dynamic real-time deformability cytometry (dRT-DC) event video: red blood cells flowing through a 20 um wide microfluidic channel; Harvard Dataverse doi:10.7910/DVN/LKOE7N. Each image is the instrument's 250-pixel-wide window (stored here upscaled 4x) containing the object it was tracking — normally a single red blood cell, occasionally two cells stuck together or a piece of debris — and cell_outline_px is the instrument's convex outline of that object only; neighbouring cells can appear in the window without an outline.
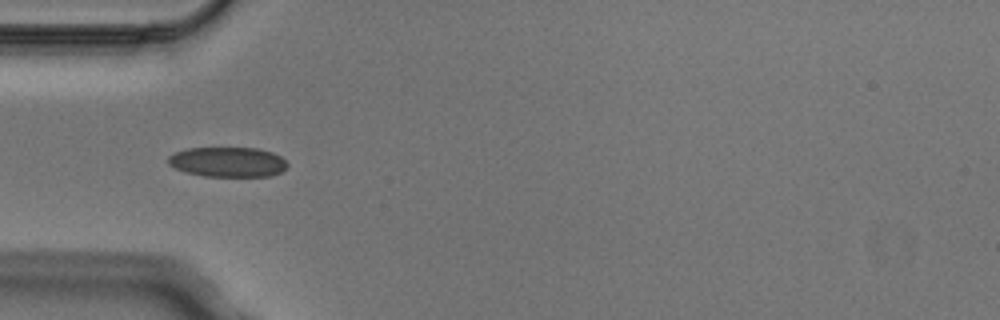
{"species": "Egyptian fruit bat (a non-hibernating species)", "species_latin": "Rousettus aegyptiacus", "temperature_condition": "cold", "stored_images_in_passage": 6, "camera_frame_rate_fps": 3000, "um_per_image_px": 0.085, "animal": {"sex": "male"}, "frame": {"image": 1, "passage_image": 3, "time_ms": 0.667, "image_size_px": [1000, 320], "cell_outline_px": [[288, 164], [280, 172], [268, 176], [204, 176], [184, 172], [168, 164], [168, 156], [176, 152], [188, 148], [256, 148], [272, 152], [280, 156]], "centroid_in_image_um": [19.33, 13.77], "position_along_channel_um": 65.7, "area_um2": 20.63}}
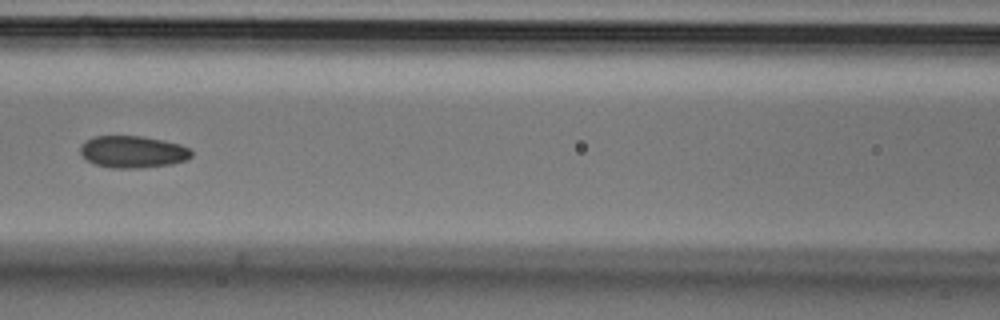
{"frame": {"image": 2, "passage_image": 5, "time_ms": 1.333, "image_size_px": [1000, 320], "cell_outline_px": [[192, 156], [188, 160], [172, 164], [140, 168], [112, 168], [92, 164], [80, 152], [80, 144], [84, 140], [92, 136], [140, 136], [164, 140], [180, 144], [188, 148], [192, 152]], "centroid_in_image_um": [11.27, 12.9], "position_along_channel_um": 155.3, "area_um2": 20.98}}
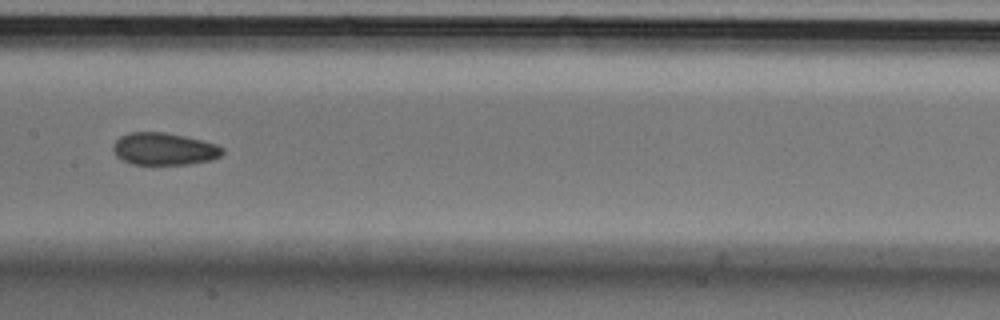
{"frame": {"image": 3, "passage_image": 6, "time_ms": 1.667, "image_size_px": [1000, 320], "cell_outline_px": [[224, 152], [220, 156], [212, 160], [188, 164], [132, 164], [116, 156], [112, 148], [116, 140], [120, 136], [128, 132], [164, 132], [184, 136], [216, 144], [224, 148]], "centroid_in_image_um": [13.95, 12.66], "position_along_channel_um": 193.5, "area_um2": 20.52}}